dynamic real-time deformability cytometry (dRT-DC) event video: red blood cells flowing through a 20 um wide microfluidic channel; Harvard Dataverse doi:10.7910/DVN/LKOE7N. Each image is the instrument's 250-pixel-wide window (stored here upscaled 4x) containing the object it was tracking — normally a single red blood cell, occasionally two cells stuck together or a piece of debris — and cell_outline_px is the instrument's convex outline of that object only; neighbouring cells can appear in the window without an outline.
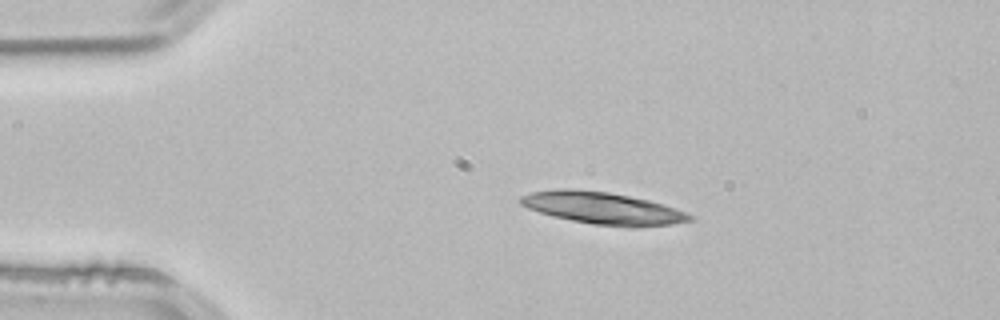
{"species": "common noctule bat (a hibernating species)", "species_latin": "Nyctalus noctula", "temperature_condition": "room temperature", "stored_images_in_passage": 2, "camera_frame_rate_fps": 3000, "um_per_image_px": 0.085, "animal": {"sex": "male", "body_mass_g": 21.5, "forearm_length_mm": 52.0}, "frame": {"image": 1, "passage_image": 1, "time_ms": 0.0, "image_size_px": [1000, 320], "cell_outline_px": [[692, 220], [672, 224], [632, 228], [592, 224], [552, 216], [528, 208], [520, 204], [520, 196], [532, 192], [564, 188], [608, 192], [648, 200], [676, 208], [692, 216]], "centroid_in_image_um": [51.23, 17.7], "position_along_channel_um": 33.8, "area_um2": 31.39}}